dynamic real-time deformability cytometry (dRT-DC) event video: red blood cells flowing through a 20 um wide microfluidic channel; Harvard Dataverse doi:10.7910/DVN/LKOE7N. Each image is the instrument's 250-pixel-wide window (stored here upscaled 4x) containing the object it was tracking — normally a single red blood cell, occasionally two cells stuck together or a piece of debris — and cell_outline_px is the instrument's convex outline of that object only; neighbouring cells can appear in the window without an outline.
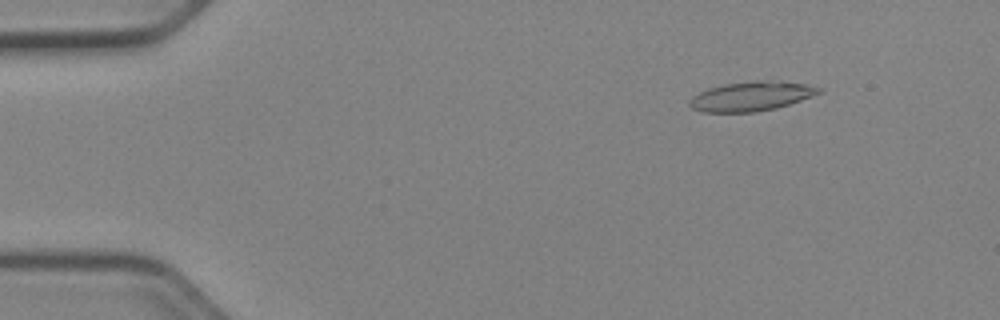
{"species": "Egyptian fruit bat (a non-hibernating species)", "species_latin": "Rousettus aegyptiacus", "temperature_condition": "cold", "stored_images_in_passage": 48, "camera_frame_rate_fps": 3000, "um_per_image_px": 0.085, "animal": {"sex": "female"}, "frame": {"image": 1, "passage_image": 3, "time_ms": 0.667, "image_size_px": [1000, 320], "cell_outline_px": [[824, 92], [776, 108], [756, 112], [704, 112], [692, 108], [688, 104], [688, 100], [692, 96], [708, 88], [724, 84], [752, 80], [780, 80], [804, 84], [820, 88]], "centroid_in_image_um": [63.85, 8.17], "position_along_channel_um": 21.2, "area_um2": 22.31}}
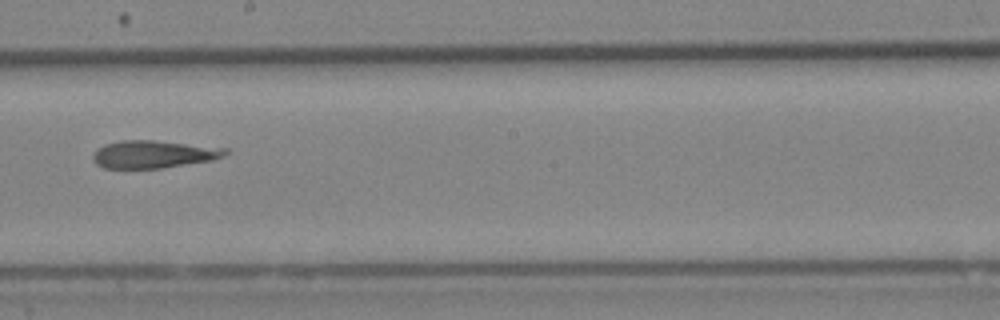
{"frame": {"image": 2, "passage_image": 26, "time_ms": 8.333, "image_size_px": [1000, 320], "cell_outline_px": [[228, 152], [224, 156], [212, 160], [160, 168], [104, 168], [96, 164], [92, 160], [92, 156], [104, 144], [120, 140], [156, 140], [228, 148]], "centroid_in_image_um": [13.06, 13.1], "position_along_channel_um": 235.1, "area_um2": 21.27}}
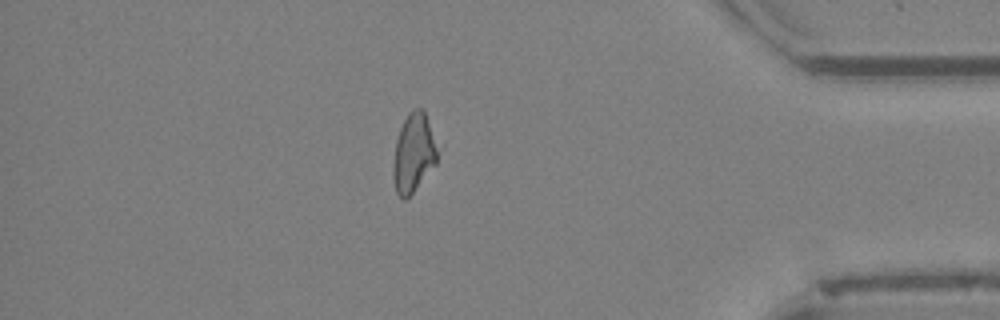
{"frame": {"image": 3, "passage_image": 41, "time_ms": 13.333, "image_size_px": [1000, 320], "cell_outline_px": [[444, 144], [436, 164], [412, 192], [404, 200], [396, 192], [392, 176], [392, 164], [396, 140], [400, 128], [408, 112], [412, 108], [420, 108], [424, 112]], "centroid_in_image_um": [35.25, 12.93], "position_along_channel_um": 400.0, "area_um2": 21.44}, "authors_computed_cell_mechanics": {"area_um2": 21.8773, "velocity_mm_per_s": 3.963, "shape_relaxation_time_tau1_ms": null, "shape_relaxation_time_tau2_ms": 8.5706, "deformation_change_tau1": null, "deformation_change_tau2": 0.2646}}